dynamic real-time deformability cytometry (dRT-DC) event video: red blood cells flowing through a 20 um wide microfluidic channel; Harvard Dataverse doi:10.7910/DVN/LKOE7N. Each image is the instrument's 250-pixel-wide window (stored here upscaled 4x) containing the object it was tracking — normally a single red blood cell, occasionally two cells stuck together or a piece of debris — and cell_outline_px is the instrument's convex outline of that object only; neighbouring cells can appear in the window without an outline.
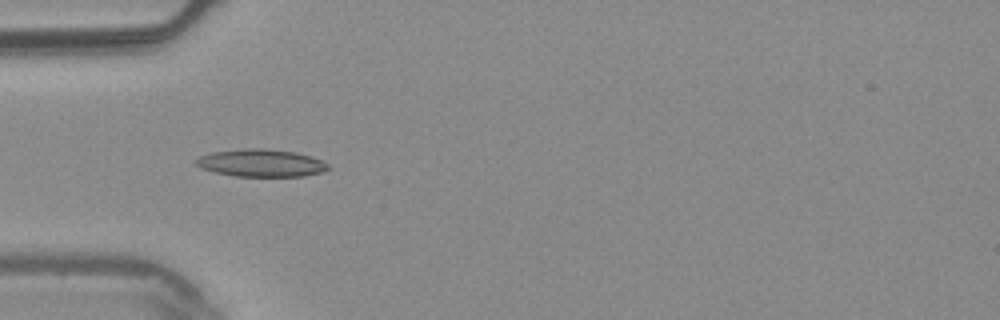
{"species": "common noctule bat (a hibernating species)", "species_latin": "Nyctalus noctula", "temperature_condition": "warm", "stored_images_in_passage": 4, "camera_frame_rate_fps": 3000, "um_per_image_px": 0.085, "animal": {"sex": "male", "body_mass_g": 20.4}, "frame": {"image": 1, "passage_image": 4, "time_ms": 1.0, "image_size_px": [1000, 320], "cell_outline_px": [[328, 168], [324, 172], [304, 176], [236, 176], [216, 172], [200, 168], [192, 160], [200, 156], [212, 152], [244, 148], [264, 148], [296, 152], [312, 156], [328, 164]], "centroid_in_image_um": [22.18, 13.84], "position_along_channel_um": 62.8, "area_um2": 21.27}}